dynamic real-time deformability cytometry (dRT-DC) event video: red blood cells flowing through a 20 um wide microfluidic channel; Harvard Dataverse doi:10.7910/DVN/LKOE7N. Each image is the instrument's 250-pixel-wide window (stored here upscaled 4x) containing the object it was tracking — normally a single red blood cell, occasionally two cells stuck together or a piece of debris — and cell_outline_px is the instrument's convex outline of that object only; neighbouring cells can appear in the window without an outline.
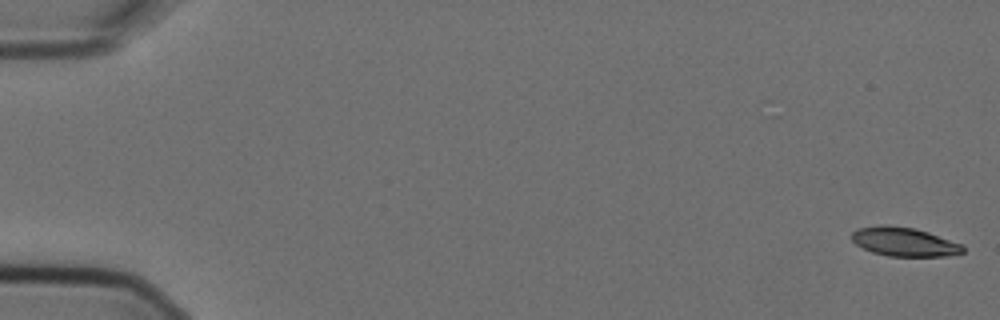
{"species": "Egyptian fruit bat (a non-hibernating species)", "species_latin": "Rousettus aegyptiacus", "temperature_condition": "cold", "stored_images_in_passage": 6, "camera_frame_rate_fps": 3000, "um_per_image_px": 0.085, "animal": {"sex": "female"}, "frame": {"image": 1, "passage_image": 1, "time_ms": 0.0, "image_size_px": [1000, 320], "cell_outline_px": [[964, 252], [944, 256], [888, 256], [872, 252], [856, 244], [852, 240], [852, 232], [856, 228], [880, 224], [888, 224], [912, 228], [928, 232], [964, 244]], "centroid_in_image_um": [76.85, 20.54], "position_along_channel_um": 8.2, "area_um2": 18.84}}
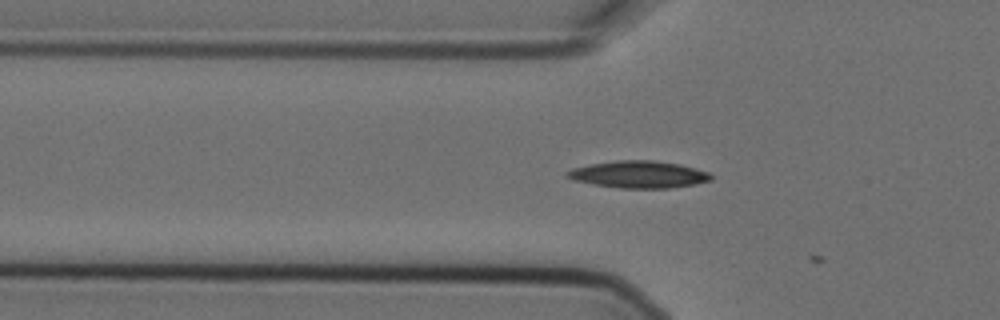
{"frame": {"image": 2, "passage_image": 6, "time_ms": 1.667, "image_size_px": [1000, 320], "cell_outline_px": [[712, 180], [692, 184], [668, 188], [620, 188], [592, 184], [572, 180], [564, 176], [564, 172], [572, 168], [592, 164], [616, 160], [652, 160], [680, 164], [708, 172], [712, 176]], "centroid_in_image_um": [54.23, 14.82], "position_along_channel_um": 71.6, "area_um2": 22.66}}